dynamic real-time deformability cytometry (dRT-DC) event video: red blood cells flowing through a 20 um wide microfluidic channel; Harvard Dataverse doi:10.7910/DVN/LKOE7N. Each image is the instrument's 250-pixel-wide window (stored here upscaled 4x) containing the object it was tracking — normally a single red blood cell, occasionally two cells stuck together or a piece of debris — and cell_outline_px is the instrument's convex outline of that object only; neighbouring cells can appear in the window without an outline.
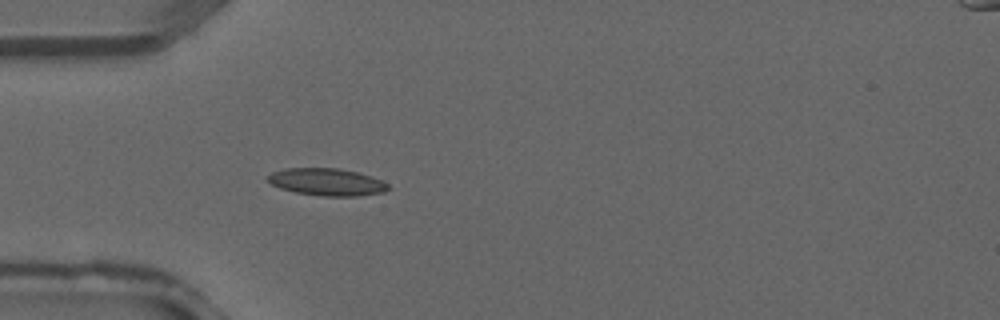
{"species": "common noctule bat (a hibernating species)", "species_latin": "Nyctalus noctula", "temperature_condition": "warm", "stored_images_in_passage": 4, "camera_frame_rate_fps": 3000, "um_per_image_px": 0.085, "animal": {"sex": "male", "forearm_length_mm": 52.5}, "frame": {"image": 1, "passage_image": 4, "time_ms": 1.0, "image_size_px": [1000, 320], "cell_outline_px": [[388, 188], [384, 192], [356, 196], [324, 196], [296, 192], [280, 188], [272, 184], [268, 180], [268, 176], [272, 172], [284, 168], [340, 168], [356, 172], [380, 180], [388, 184]], "centroid_in_image_um": [27.76, 15.46], "position_along_channel_um": 57.2, "area_um2": 18.84}}